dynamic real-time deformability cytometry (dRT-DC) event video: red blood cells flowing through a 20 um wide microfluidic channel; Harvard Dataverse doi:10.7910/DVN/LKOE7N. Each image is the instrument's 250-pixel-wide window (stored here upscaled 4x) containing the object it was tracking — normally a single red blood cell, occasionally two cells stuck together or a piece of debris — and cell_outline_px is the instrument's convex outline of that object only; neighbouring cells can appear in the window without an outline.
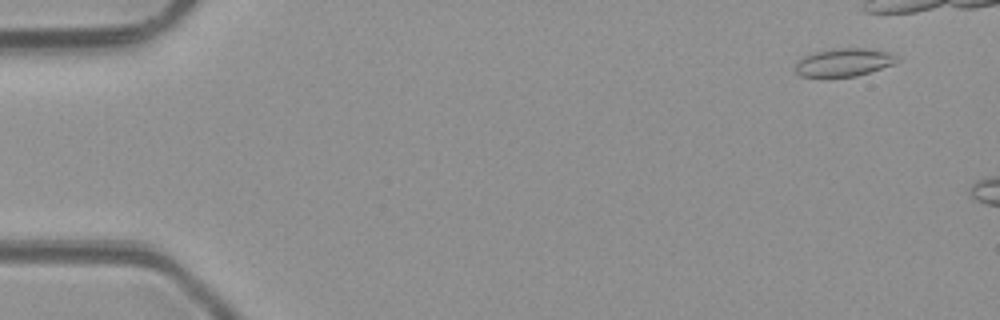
{"species": "common noctule bat (a hibernating species)", "species_latin": "Nyctalus noctula", "temperature_condition": "room temperature", "stored_images_in_passage": 5, "camera_frame_rate_fps": 3000, "um_per_image_px": 0.085, "animal": {"sex": "male", "body_mass_g": 23.1, "forearm_length_mm": 52.7}, "frame": {"image": 1, "passage_image": 5, "time_ms": 4.667, "image_size_px": [1000, 320], "cell_outline_px": [[900, 60], [896, 64], [856, 76], [800, 76], [792, 68], [804, 56], [816, 52], [832, 48], [864, 48], [888, 52], [900, 56]], "centroid_in_image_um": [71.78, 5.29], "position_along_channel_um": 13.2, "area_um2": 16.65}}